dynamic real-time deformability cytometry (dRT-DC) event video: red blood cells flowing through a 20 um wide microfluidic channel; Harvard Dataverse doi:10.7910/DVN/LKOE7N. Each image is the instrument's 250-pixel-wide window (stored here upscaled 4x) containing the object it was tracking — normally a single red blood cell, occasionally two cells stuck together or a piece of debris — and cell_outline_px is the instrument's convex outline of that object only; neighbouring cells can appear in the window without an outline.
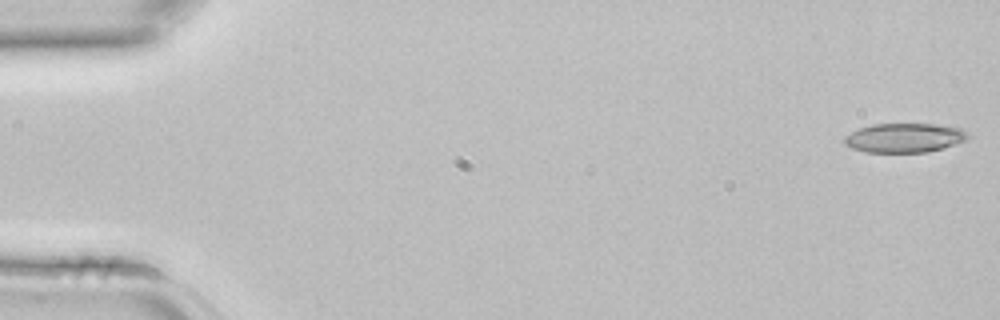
{"species": "common noctule bat (a hibernating species)", "species_latin": "Nyctalus noctula", "temperature_condition": "room temperature", "stored_images_in_passage": 4, "camera_frame_rate_fps": 3000, "um_per_image_px": 0.085, "animal": {"sex": "female", "body_mass_g": 22.7, "forearm_length_mm": 54.2}, "frame": {"image": 1, "passage_image": 1, "time_ms": 0.0, "image_size_px": [1000, 320], "cell_outline_px": [[968, 136], [964, 140], [944, 148], [928, 152], [864, 152], [852, 148], [844, 144], [844, 136], [860, 128], [872, 124], [936, 124], [960, 128], [968, 132]], "centroid_in_image_um": [76.86, 11.72], "position_along_channel_um": 8.1, "area_um2": 20.98}}
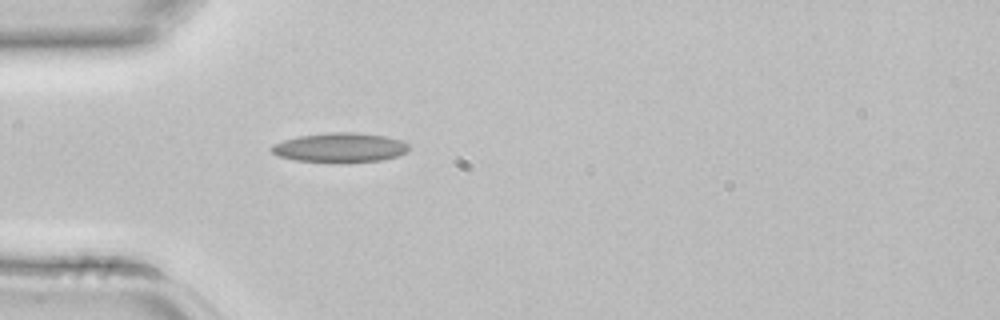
{"frame": {"image": 2, "passage_image": 4, "time_ms": 1.0, "image_size_px": [1000, 320], "cell_outline_px": [[408, 152], [384, 160], [340, 164], [296, 160], [276, 156], [268, 148], [272, 144], [284, 140], [300, 136], [328, 132], [356, 132], [384, 136], [400, 140], [408, 144]], "centroid_in_image_um": [28.87, 12.57], "position_along_channel_um": 56.1, "area_um2": 24.1}}